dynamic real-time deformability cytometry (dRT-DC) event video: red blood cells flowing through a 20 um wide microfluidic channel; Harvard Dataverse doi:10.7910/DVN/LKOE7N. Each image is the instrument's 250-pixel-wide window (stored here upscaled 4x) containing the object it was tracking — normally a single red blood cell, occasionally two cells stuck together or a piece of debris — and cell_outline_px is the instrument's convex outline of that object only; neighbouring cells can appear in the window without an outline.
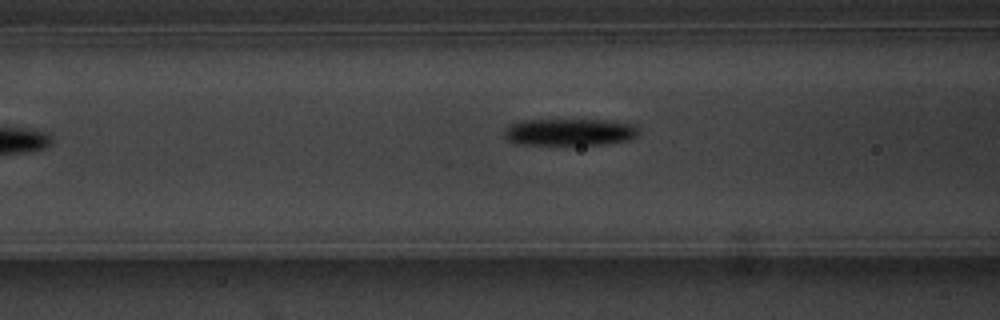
{"species": "common noctule bat (a hibernating species)", "species_latin": "Nyctalus noctula", "temperature_condition": "warm", "stored_images_in_passage": 7, "camera_frame_rate_fps": 3000, "um_per_image_px": 0.085, "animal": {"sex": "male", "body_mass_g": 20.1, "forearm_length_mm": 53.5}, "frame": {"image": 1, "passage_image": 7, "time_ms": 7.0, "image_size_px": [1000, 320], "cell_outline_px": [[640, 132], [636, 136], [628, 140], [604, 144], [516, 144], [508, 140], [504, 136], [504, 128], [512, 124], [524, 120], [608, 120], [632, 124], [640, 128]], "centroid_in_image_um": [48.43, 11.22], "position_along_channel_um": 118.2, "area_um2": 21.1}}